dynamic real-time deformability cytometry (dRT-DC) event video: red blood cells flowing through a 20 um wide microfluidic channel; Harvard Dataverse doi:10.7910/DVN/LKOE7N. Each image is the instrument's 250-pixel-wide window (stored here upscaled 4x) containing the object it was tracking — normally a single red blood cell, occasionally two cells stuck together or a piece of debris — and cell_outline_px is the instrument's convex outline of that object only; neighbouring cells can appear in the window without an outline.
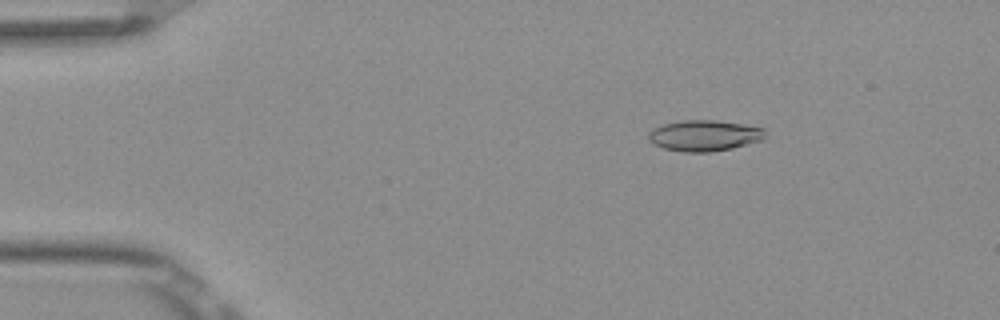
{"species": "Egyptian fruit bat (a non-hibernating species)", "species_latin": "Rousettus aegyptiacus", "temperature_condition": "room temperature", "stored_images_in_passage": 6, "camera_frame_rate_fps": 3000, "um_per_image_px": 0.085, "frame": {"image": 1, "passage_image": 3, "time_ms": 0.667, "image_size_px": [1000, 320], "cell_outline_px": [[764, 140], [732, 148], [708, 152], [684, 152], [664, 148], [652, 144], [648, 140], [648, 132], [652, 128], [664, 124], [680, 120], [716, 120], [764, 128]], "centroid_in_image_um": [59.83, 11.52], "position_along_channel_um": 25.2, "area_um2": 21.1}}
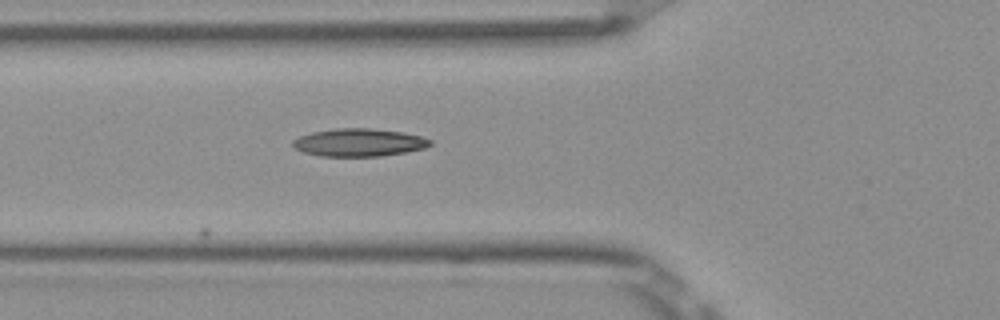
{"frame": {"image": 2, "passage_image": 6, "time_ms": 1.667, "image_size_px": [1000, 320], "cell_outline_px": [[432, 144], [424, 148], [404, 152], [380, 156], [320, 156], [304, 152], [296, 148], [292, 144], [292, 140], [300, 136], [312, 132], [336, 128], [372, 128], [400, 132], [420, 136], [432, 140]], "centroid_in_image_um": [30.5, 12.11], "position_along_channel_um": 95.3, "area_um2": 22.08}}